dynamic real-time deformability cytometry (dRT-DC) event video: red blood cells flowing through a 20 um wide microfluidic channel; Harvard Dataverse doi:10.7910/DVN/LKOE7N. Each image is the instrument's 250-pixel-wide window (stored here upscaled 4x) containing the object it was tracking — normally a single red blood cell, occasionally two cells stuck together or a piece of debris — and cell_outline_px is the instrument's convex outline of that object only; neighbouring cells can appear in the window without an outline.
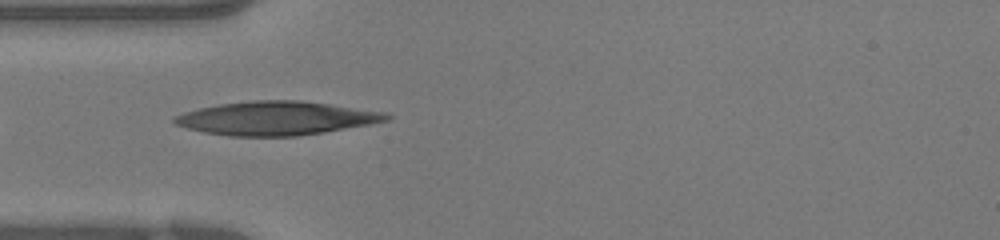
{"species": "human", "species_latin": "Homo sapiens", "temperature_condition": "warm", "stored_images_in_passage": 29, "camera_frame_rate_fps": 3000, "um_per_image_px": 0.085, "donor": {"sex": "female"}, "frame": {"image": 1, "passage_image": 2, "time_ms": 0.333, "image_size_px": [1000, 240], "cell_outline_px": [[392, 116], [388, 120], [368, 124], [324, 132], [296, 136], [228, 136], [204, 132], [188, 128], [176, 124], [172, 120], [172, 116], [184, 112], [200, 108], [220, 104], [252, 100], [300, 100], [388, 112]], "centroid_in_image_um": [23.48, 10.04], "position_along_channel_um": 61.5, "area_um2": 41.5}}
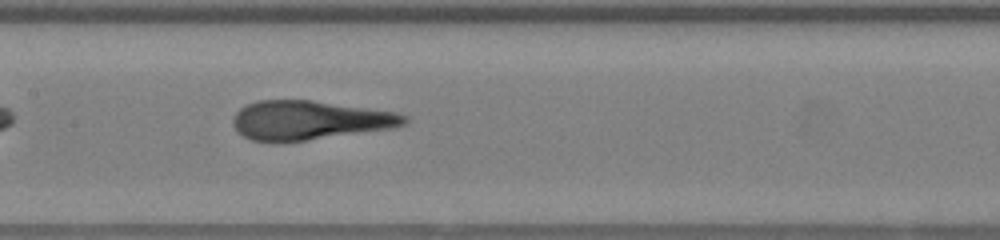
{"frame": {"image": 2, "passage_image": 9, "time_ms": 2.667, "image_size_px": [1000, 240], "cell_outline_px": [[408, 124], [396, 128], [308, 140], [272, 144], [252, 140], [244, 136], [232, 124], [232, 120], [236, 112], [240, 108], [256, 100], [312, 100], [396, 112], [408, 116]], "centroid_in_image_um": [26.32, 10.24], "position_along_channel_um": 181.1, "area_um2": 39.59}}
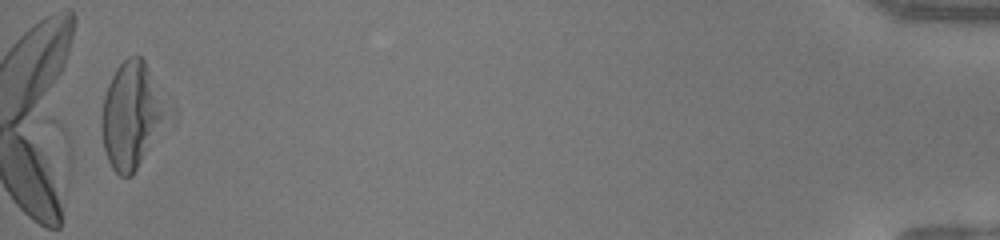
{"frame": {"image": 3, "passage_image": 29, "time_ms": 9.333, "image_size_px": [1000, 240], "cell_outline_px": [[180, 116], [176, 124], [132, 176], [120, 176], [112, 168], [108, 160], [104, 148], [100, 128], [100, 116], [104, 96], [108, 84], [116, 68], [128, 56], [140, 56], [144, 60], [180, 112]], "centroid_in_image_um": [11.45, 9.84], "position_along_channel_um": 423.7, "area_um2": 45.2}}